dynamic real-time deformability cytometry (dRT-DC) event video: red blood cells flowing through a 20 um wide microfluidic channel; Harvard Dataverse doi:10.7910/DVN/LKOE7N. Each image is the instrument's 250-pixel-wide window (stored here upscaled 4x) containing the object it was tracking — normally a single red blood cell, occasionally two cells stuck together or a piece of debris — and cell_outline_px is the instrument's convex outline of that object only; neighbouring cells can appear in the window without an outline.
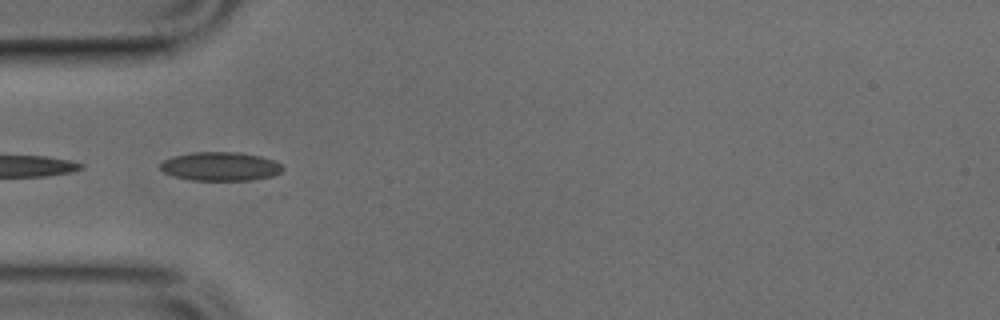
{"species": "common noctule bat (a hibernating species)", "species_latin": "Nyctalus noctula", "temperature_condition": "cold", "stored_images_in_passage": 32, "camera_frame_rate_fps": 3000, "um_per_image_px": 0.085, "animal": {"sex": "male", "body_mass_g": 17.9, "forearm_length_mm": 54.2}, "frame": {"image": 1, "passage_image": 10, "time_ms": 3.0, "image_size_px": [1000, 320], "cell_outline_px": [[284, 168], [280, 172], [272, 176], [252, 180], [192, 180], [172, 176], [164, 172], [160, 168], [160, 164], [164, 160], [172, 156], [192, 152], [240, 152], [260, 156], [276, 160]], "centroid_in_image_um": [18.73, 14.14], "position_along_channel_um": 66.3, "area_um2": 20.63}}